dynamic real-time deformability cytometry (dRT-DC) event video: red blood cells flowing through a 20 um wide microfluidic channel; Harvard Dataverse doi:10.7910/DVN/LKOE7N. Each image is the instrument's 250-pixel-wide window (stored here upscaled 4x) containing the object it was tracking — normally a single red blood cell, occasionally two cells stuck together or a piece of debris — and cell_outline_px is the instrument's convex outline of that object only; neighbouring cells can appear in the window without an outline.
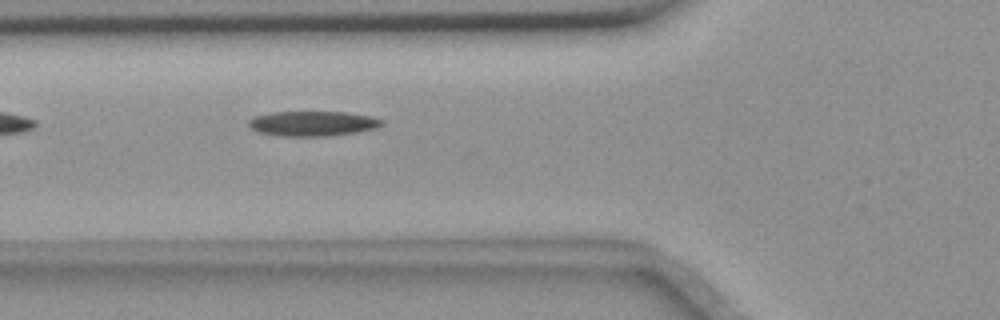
{"species": "common noctule bat (a hibernating species)", "species_latin": "Nyctalus noctula", "temperature_condition": "room temperature", "stored_images_in_passage": 38, "camera_frame_rate_fps": 3000, "um_per_image_px": 0.085, "animal": {"sex": "female", "body_mass_g": 18.4}, "frame": {"image": 1, "passage_image": 4, "time_ms": 1.0, "image_size_px": [1000, 320], "cell_outline_px": [[384, 124], [376, 128], [356, 132], [328, 136], [280, 136], [260, 132], [252, 128], [248, 124], [248, 120], [252, 116], [272, 112], [348, 112], [372, 116], [380, 120]], "centroid_in_image_um": [26.56, 10.49], "position_along_channel_um": 99.2, "area_um2": 19.36}}
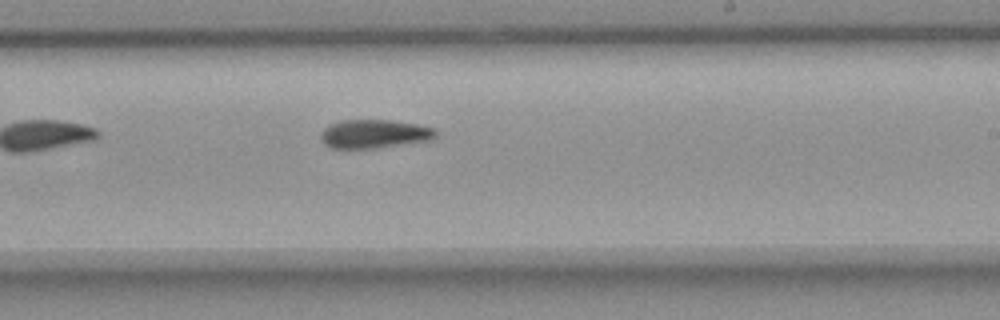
{"frame": {"image": 2, "passage_image": 17, "time_ms": 5.333, "image_size_px": [1000, 320], "cell_outline_px": [[440, 132], [432, 140], [376, 148], [332, 148], [324, 144], [320, 140], [320, 132], [324, 128], [340, 120], [392, 120], [416, 124], [436, 128]], "centroid_in_image_um": [31.84, 11.38], "position_along_channel_um": 257.2, "area_um2": 19.42}}
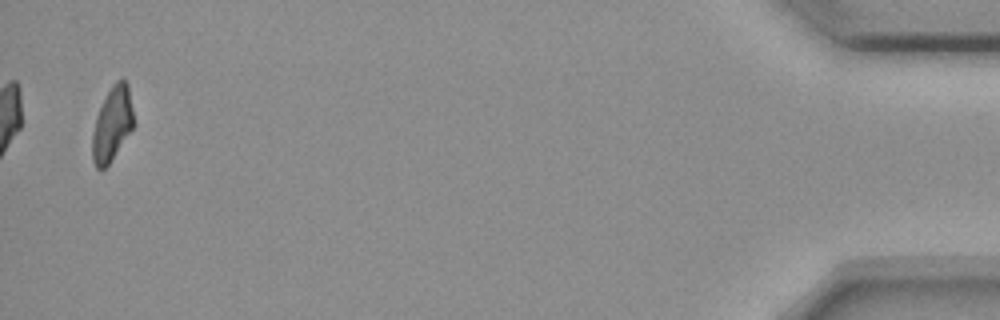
{"frame": {"image": 3, "passage_image": 38, "time_ms": 12.333, "image_size_px": [1000, 320], "cell_outline_px": [[136, 124], [108, 164], [100, 172], [96, 168], [92, 160], [92, 132], [96, 116], [112, 84], [116, 80], [124, 80], [128, 84]], "centroid_in_image_um": [9.55, 10.55], "position_along_channel_um": 425.7, "area_um2": 17.98}, "authors_computed_cell_mechanics": {"area_um2": 19.363, "velocity_mm_per_s": 3.6599, "shape_relaxation_time_tau1_ms": 10.5268, "shape_relaxation_time_tau2_ms": null, "deformation_change_tau1": 0.2329, "deformation_change_tau2": null}}